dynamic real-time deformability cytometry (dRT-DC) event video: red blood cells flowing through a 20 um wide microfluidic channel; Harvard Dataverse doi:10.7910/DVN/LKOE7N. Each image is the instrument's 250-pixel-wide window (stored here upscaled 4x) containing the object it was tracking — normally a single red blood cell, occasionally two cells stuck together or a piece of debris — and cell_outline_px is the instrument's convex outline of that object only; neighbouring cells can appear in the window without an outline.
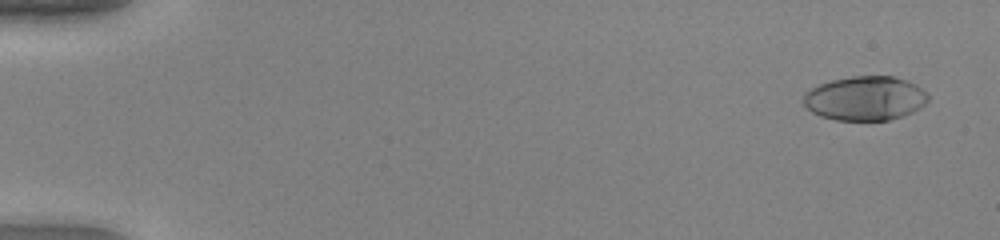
{"species": "human", "species_latin": "Homo sapiens", "temperature_condition": "warm", "stored_images_in_passage": 50, "camera_frame_rate_fps": 3000, "um_per_image_px": 0.085, "donor": {"sex": "female"}, "frame": {"image": 1, "passage_image": 3, "time_ms": 0.667, "image_size_px": [1000, 240], "cell_outline_px": [[928, 100], [920, 108], [912, 112], [888, 120], [836, 120], [820, 116], [812, 112], [804, 104], [804, 92], [820, 84], [832, 80], [852, 76], [892, 76], [916, 84], [928, 96]], "centroid_in_image_um": [73.52, 8.36], "position_along_channel_um": 11.5, "area_um2": 31.85}}
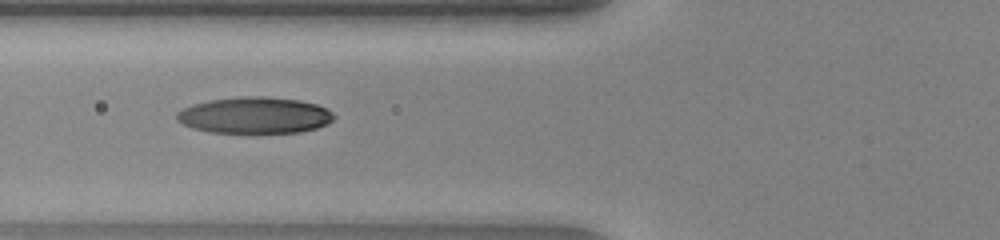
{"frame": {"image": 2, "passage_image": 21, "time_ms": 6.667, "image_size_px": [1000, 240], "cell_outline_px": [[336, 116], [328, 124], [316, 128], [300, 132], [252, 136], [248, 136], [208, 132], [192, 128], [176, 120], [176, 112], [192, 104], [212, 100], [240, 96], [260, 96], [300, 100], [316, 104], [328, 108]], "centroid_in_image_um": [21.65, 9.85], "position_along_channel_um": 104.1, "area_um2": 34.68}}
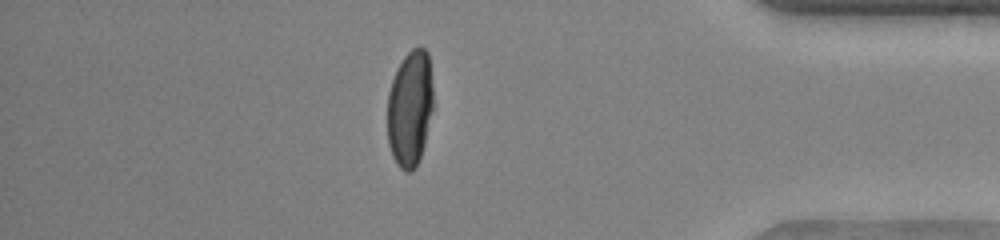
{"frame": {"image": 3, "passage_image": 44, "time_ms": 14.333, "image_size_px": [1000, 240], "cell_outline_px": [[432, 108], [424, 144], [416, 168], [412, 172], [404, 172], [400, 168], [392, 156], [388, 144], [388, 92], [392, 80], [404, 56], [412, 48], [424, 48], [428, 52], [432, 84]], "centroid_in_image_um": [34.84, 9.24], "position_along_channel_um": 400.4, "area_um2": 30.81}, "authors_computed_cell_mechanics": {"area_um2": 32.5703, "velocity_mm_per_s": 4.239, "shape_relaxation_time_tau1_ms": 5.575, "shape_relaxation_time_tau2_ms": 0.7373, "deformation_change_tau1": 0.2764, "deformation_change_tau2": 0.041}}